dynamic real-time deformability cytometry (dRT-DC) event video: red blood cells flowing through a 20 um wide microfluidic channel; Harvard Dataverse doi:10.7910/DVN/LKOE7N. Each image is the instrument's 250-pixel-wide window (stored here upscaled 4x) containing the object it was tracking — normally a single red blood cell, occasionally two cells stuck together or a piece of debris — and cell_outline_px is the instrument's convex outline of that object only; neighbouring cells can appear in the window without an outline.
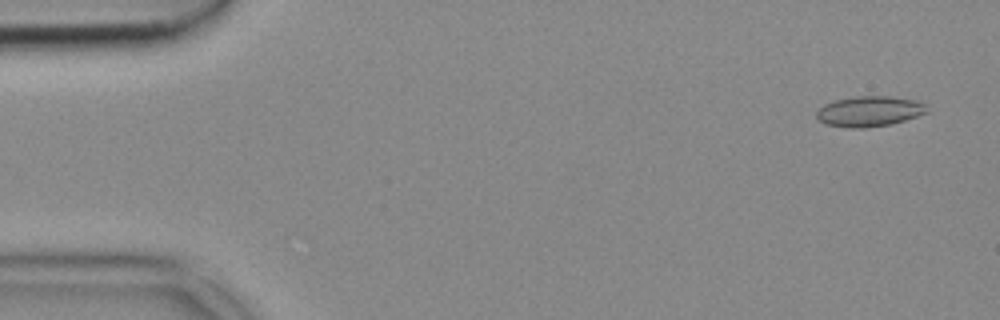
{"species": "common noctule bat (a hibernating species)", "species_latin": "Nyctalus noctula", "temperature_condition": "cold", "stored_images_in_passage": 53, "camera_frame_rate_fps": 3000, "um_per_image_px": 0.085, "animal": {"sex": "female", "body_mass_g": 18.4}, "frame": {"image": 1, "passage_image": 3, "time_ms": 0.667, "image_size_px": [1000, 320], "cell_outline_px": [[928, 112], [892, 124], [864, 128], [852, 128], [824, 124], [816, 116], [816, 112], [824, 104], [836, 100], [856, 96], [892, 96], [916, 100], [924, 104]], "centroid_in_image_um": [73.89, 9.46], "position_along_channel_um": 11.1, "area_um2": 19.48}}
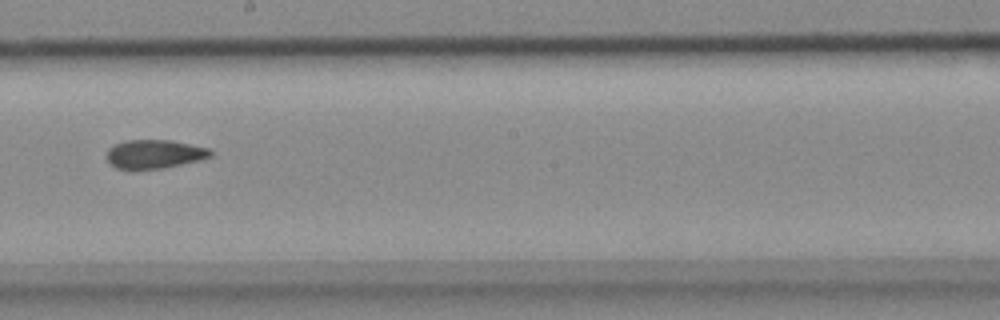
{"frame": {"image": 2, "passage_image": 30, "time_ms": 9.667, "image_size_px": [1000, 320], "cell_outline_px": [[212, 156], [180, 164], [160, 168], [128, 172], [116, 168], [108, 160], [108, 148], [116, 144], [128, 140], [172, 140], [208, 148], [212, 152]], "centroid_in_image_um": [13.07, 13.12], "position_along_channel_um": 235.1, "area_um2": 17.46}}
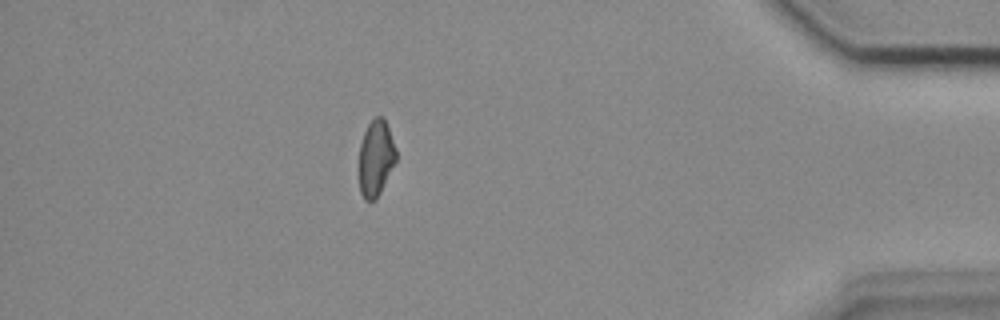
{"frame": {"image": 3, "passage_image": 47, "time_ms": 15.333, "image_size_px": [1000, 320], "cell_outline_px": [[396, 160], [376, 200], [364, 200], [360, 192], [360, 144], [364, 132], [372, 116], [380, 116], [384, 120], [388, 128], [396, 148]], "centroid_in_image_um": [31.94, 13.42], "position_along_channel_um": 403.3, "area_um2": 16.18}}